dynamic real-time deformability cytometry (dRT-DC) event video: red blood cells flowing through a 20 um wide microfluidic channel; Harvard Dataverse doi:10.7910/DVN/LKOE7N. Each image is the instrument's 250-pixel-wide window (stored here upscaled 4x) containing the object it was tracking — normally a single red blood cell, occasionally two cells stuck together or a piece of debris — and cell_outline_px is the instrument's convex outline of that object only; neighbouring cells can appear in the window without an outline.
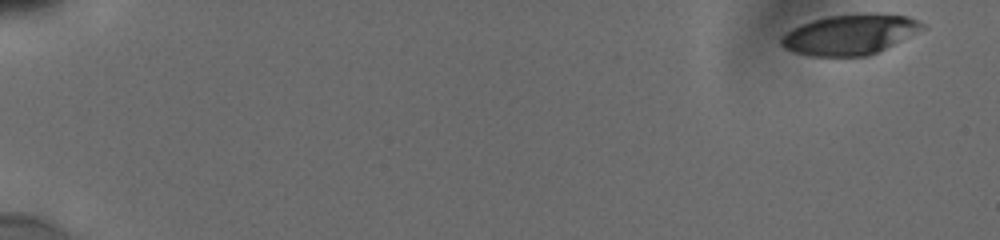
{"species": "human", "species_latin": "Homo sapiens", "temperature_condition": "cold", "stored_images_in_passage": 24, "camera_frame_rate_fps": 3000, "um_per_image_px": 0.085, "donor": {"sex": "male"}, "frame": {"image": 1, "passage_image": 1, "time_ms": 0.0, "image_size_px": [1000, 240], "cell_outline_px": [[928, 28], [868, 56], [812, 56], [796, 52], [784, 48], [780, 44], [780, 36], [792, 28], [800, 24], [812, 20], [828, 16], [864, 12], [868, 12], [908, 16], [924, 24]], "centroid_in_image_um": [72.25, 2.91], "position_along_channel_um": 12.7, "area_um2": 33.41}}
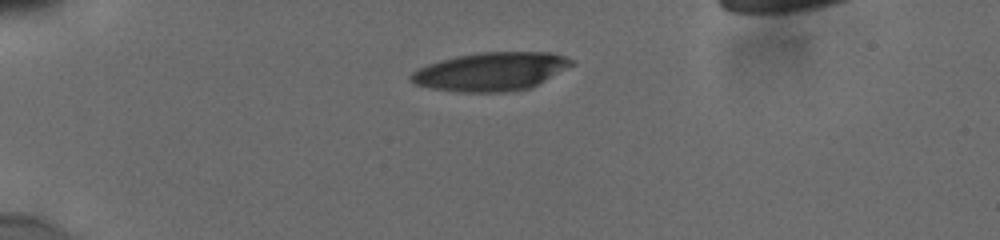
{"frame": {"image": 2, "passage_image": 12, "time_ms": 4.333, "image_size_px": [1000, 240], "cell_outline_px": [[576, 64], [532, 88], [508, 92], [460, 92], [432, 88], [416, 84], [408, 80], [408, 76], [412, 72], [428, 64], [440, 60], [456, 56], [484, 52], [552, 52], [564, 56], [572, 60]], "centroid_in_image_um": [41.77, 6.09], "position_along_channel_um": 43.2, "area_um2": 36.18}}